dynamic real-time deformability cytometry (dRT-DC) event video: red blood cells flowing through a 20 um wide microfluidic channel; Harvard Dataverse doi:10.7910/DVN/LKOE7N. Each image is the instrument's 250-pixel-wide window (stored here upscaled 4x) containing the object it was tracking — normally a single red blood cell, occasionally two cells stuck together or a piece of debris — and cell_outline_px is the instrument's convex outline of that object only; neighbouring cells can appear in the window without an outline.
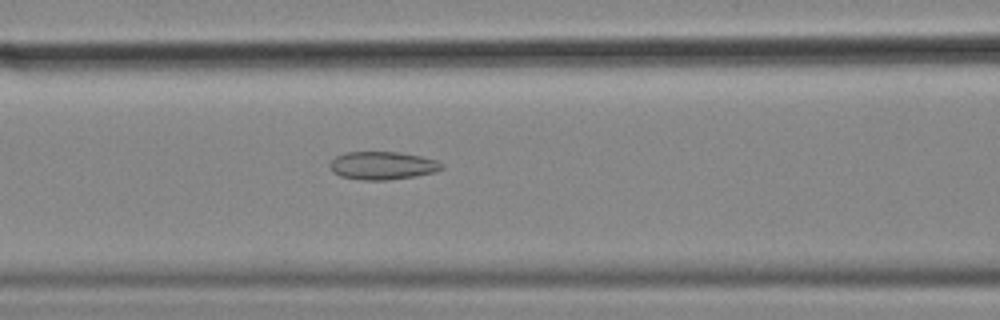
{"species": "common noctule bat (a hibernating species)", "species_latin": "Nyctalus noctula", "temperature_condition": "cold", "stored_images_in_passage": 56, "camera_frame_rate_fps": 3000, "um_per_image_px": 0.085, "animal": {"sex": "female", "body_mass_g": 18.4}, "frame": {"image": 1, "passage_image": 23, "time_ms": 7.333, "image_size_px": [1000, 320], "cell_outline_px": [[444, 168], [436, 172], [416, 176], [388, 180], [360, 180], [340, 176], [332, 172], [328, 164], [336, 156], [344, 152], [400, 152], [420, 156], [436, 160], [444, 164]], "centroid_in_image_um": [32.51, 14.08], "position_along_channel_um": 134.1, "area_um2": 18.5}}
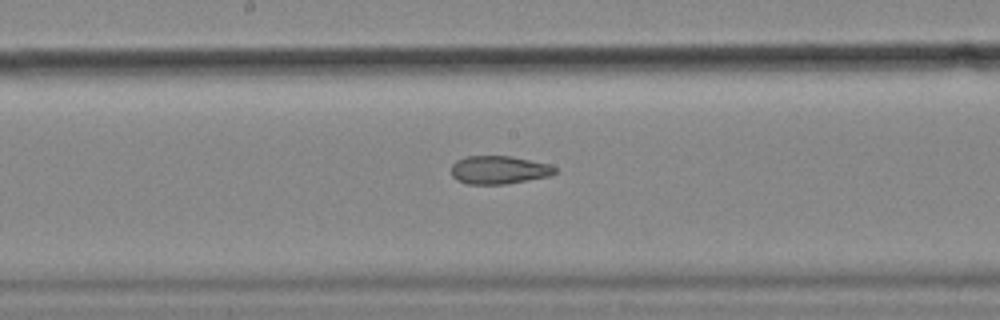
{"frame": {"image": 2, "passage_image": 29, "time_ms": 9.333, "image_size_px": [1000, 320], "cell_outline_px": [[556, 172], [548, 176], [508, 184], [468, 184], [456, 180], [452, 176], [452, 164], [456, 160], [464, 156], [512, 156], [548, 164], [556, 168]], "centroid_in_image_um": [42.37, 14.44], "position_along_channel_um": 205.8, "area_um2": 17.05}}
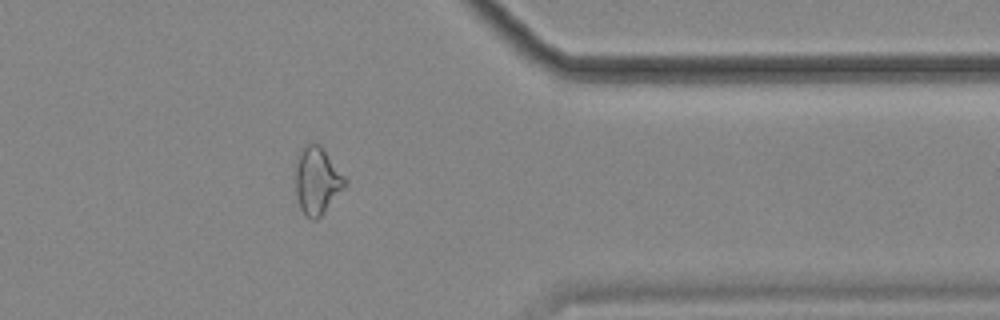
{"frame": {"image": 3, "passage_image": 45, "time_ms": 14.667, "image_size_px": [1000, 320], "cell_outline_px": [[348, 184], [324, 212], [316, 220], [312, 220], [304, 216], [300, 208], [296, 196], [296, 164], [300, 152], [308, 144], [320, 144], [348, 180]], "centroid_in_image_um": [26.97, 15.39], "position_along_channel_um": 384.4, "area_um2": 19.36}, "authors_computed_cell_mechanics": {"area_um2": 20.1722, "velocity_mm_per_s": 3.6024, "shape_relaxation_time_tau1_ms": null, "shape_relaxation_time_tau2_ms": 3.4166, "deformation_change_tau1": null, "deformation_change_tau2": 0.1173}}